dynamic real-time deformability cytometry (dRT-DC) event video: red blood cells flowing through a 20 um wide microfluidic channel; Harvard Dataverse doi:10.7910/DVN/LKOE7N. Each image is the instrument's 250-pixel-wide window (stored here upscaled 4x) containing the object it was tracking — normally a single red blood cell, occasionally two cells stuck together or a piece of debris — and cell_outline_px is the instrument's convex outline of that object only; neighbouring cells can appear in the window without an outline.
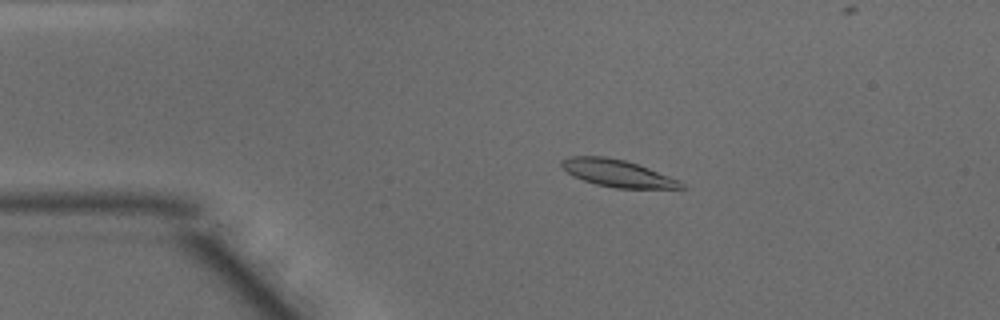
{"species": "common noctule bat (a hibernating species)", "species_latin": "Nyctalus noctula", "temperature_condition": "warm", "stored_images_in_passage": 44, "camera_frame_rate_fps": 3000, "um_per_image_px": 0.085, "animal": {"sex": "male", "body_mass_g": 15.6}, "frame": {"image": 1, "passage_image": 4, "time_ms": 1.0, "image_size_px": [1000, 320], "cell_outline_px": [[684, 188], [616, 188], [596, 184], [572, 176], [560, 168], [560, 160], [568, 156], [604, 156], [624, 160], [648, 168], [680, 180], [684, 184]], "centroid_in_image_um": [52.41, 14.71], "position_along_channel_um": 32.6, "area_um2": 18.9}}
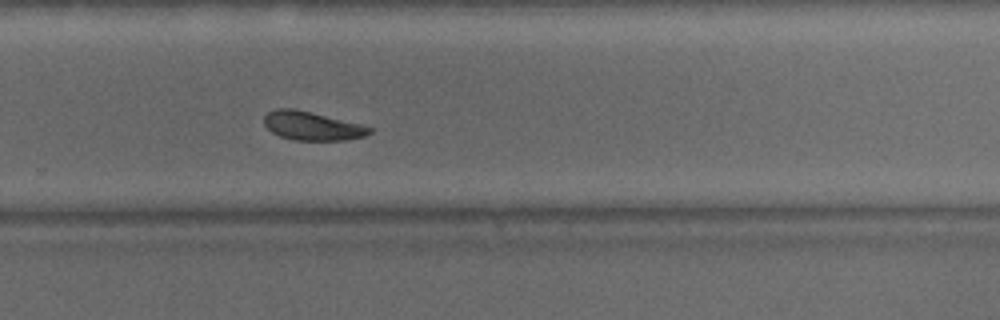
{"frame": {"image": 2, "passage_image": 27, "time_ms": 8.667, "image_size_px": [1000, 320], "cell_outline_px": [[372, 132], [364, 136], [348, 140], [296, 140], [280, 136], [272, 132], [264, 124], [264, 116], [268, 112], [276, 108], [292, 108], [312, 112], [360, 124], [372, 128]], "centroid_in_image_um": [26.52, 10.7], "position_along_channel_um": 303.3, "area_um2": 17.51}}
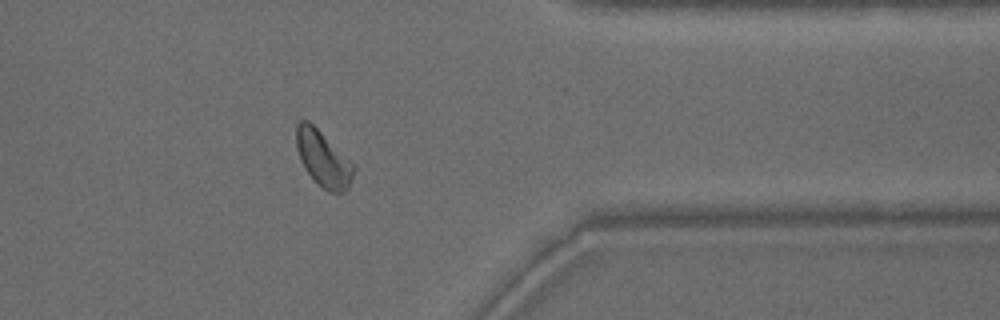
{"frame": {"image": 3, "passage_image": 34, "time_ms": 11.0, "image_size_px": [1000, 320], "cell_outline_px": [[356, 168], [352, 180], [348, 188], [344, 192], [328, 192], [304, 168], [300, 160], [296, 148], [296, 124], [300, 120], [308, 120], [356, 164]], "centroid_in_image_um": [27.5, 13.47], "position_along_channel_um": 383.9, "area_um2": 18.73}, "authors_computed_cell_mechanics": {"area_um2": 18.4382, "velocity_mm_per_s": 4.0791, "shape_relaxation_time_tau1_ms": 4.4106, "shape_relaxation_time_tau2_ms": 6.6275, "deformation_change_tau1": 0.1318, "deformation_change_tau2": 0.1214}}